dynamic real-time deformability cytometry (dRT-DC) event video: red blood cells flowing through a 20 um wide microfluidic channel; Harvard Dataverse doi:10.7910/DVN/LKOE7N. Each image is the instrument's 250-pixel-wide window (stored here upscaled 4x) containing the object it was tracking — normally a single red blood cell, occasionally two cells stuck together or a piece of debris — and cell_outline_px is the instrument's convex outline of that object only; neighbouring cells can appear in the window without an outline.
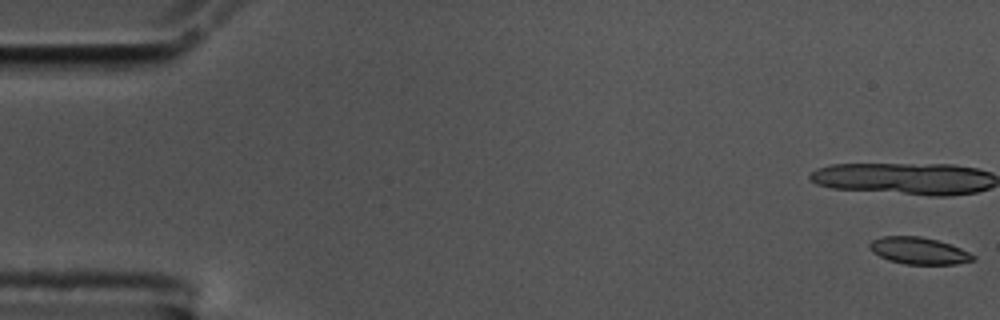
{"species": "common noctule bat (a hibernating species)", "species_latin": "Nyctalus noctula", "temperature_condition": "cold", "stored_images_in_passage": 14, "camera_frame_rate_fps": 3000, "um_per_image_px": 0.085, "animal": {"sex": "male", "body_mass_g": 17.5, "forearm_length_mm": 52.3}, "frame": {"image": 1, "passage_image": 1, "time_ms": 0.0, "image_size_px": [1000, 320], "cell_outline_px": [[976, 260], [956, 264], [904, 264], [888, 260], [872, 252], [868, 248], [868, 244], [872, 240], [880, 236], [920, 236], [936, 240], [960, 248], [976, 256]], "centroid_in_image_um": [78.06, 21.31], "position_along_channel_um": 6.9, "area_um2": 16.24}}